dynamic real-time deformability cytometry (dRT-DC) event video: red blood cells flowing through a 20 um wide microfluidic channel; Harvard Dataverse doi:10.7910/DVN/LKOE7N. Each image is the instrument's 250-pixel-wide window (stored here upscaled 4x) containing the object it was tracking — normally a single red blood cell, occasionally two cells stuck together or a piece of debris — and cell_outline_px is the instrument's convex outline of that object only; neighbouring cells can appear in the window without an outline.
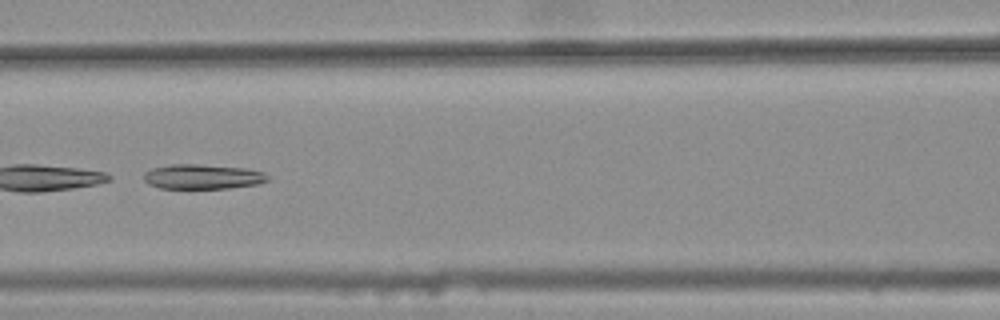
{"species": "common noctule bat (a hibernating species)", "species_latin": "Nyctalus noctula", "temperature_condition": "warm", "stored_images_in_passage": 8, "camera_frame_rate_fps": 3000, "um_per_image_px": 0.085, "animal": {"sex": "female", "body_mass_g": 25.1}, "frame": {"image": 1, "passage_image": 7, "time_ms": 2.0, "image_size_px": [1000, 320], "cell_outline_px": [[268, 180], [256, 184], [228, 188], [160, 188], [148, 184], [144, 180], [144, 172], [152, 168], [172, 164], [196, 164], [244, 168], [264, 172], [268, 176]], "centroid_in_image_um": [17.19, 15.01], "position_along_channel_um": 149.4, "area_um2": 17.74}}
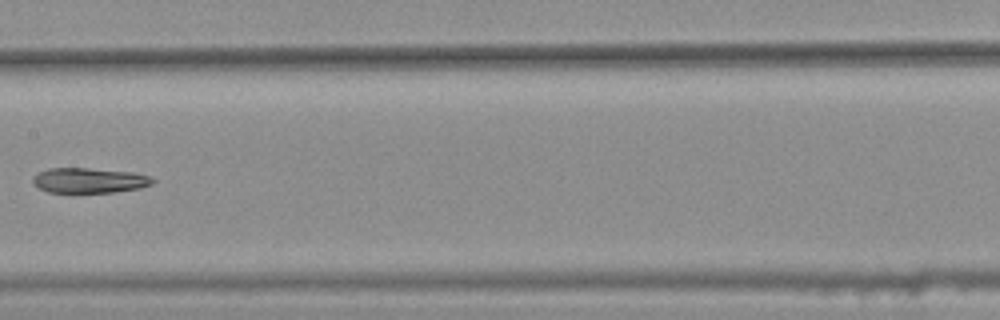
{"frame": {"image": 2, "passage_image": 8, "time_ms": 2.333, "image_size_px": [1000, 320], "cell_outline_px": [[156, 180], [152, 184], [140, 188], [112, 192], [48, 192], [40, 188], [32, 180], [32, 176], [48, 168], [88, 168], [132, 172], [152, 176]], "centroid_in_image_um": [7.62, 15.32], "position_along_channel_um": 199.8, "area_um2": 17.46}}